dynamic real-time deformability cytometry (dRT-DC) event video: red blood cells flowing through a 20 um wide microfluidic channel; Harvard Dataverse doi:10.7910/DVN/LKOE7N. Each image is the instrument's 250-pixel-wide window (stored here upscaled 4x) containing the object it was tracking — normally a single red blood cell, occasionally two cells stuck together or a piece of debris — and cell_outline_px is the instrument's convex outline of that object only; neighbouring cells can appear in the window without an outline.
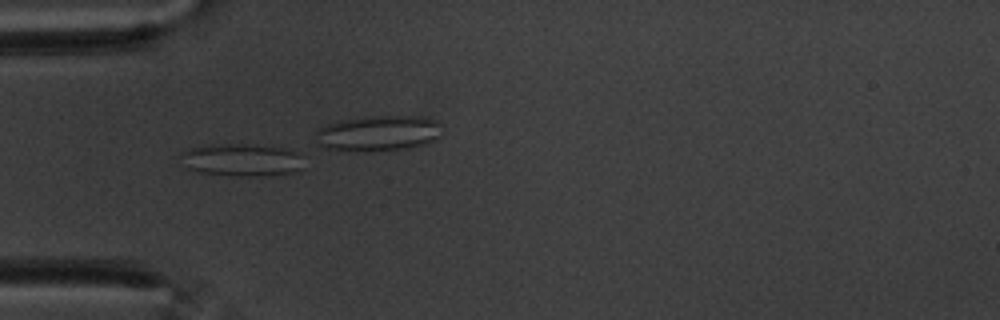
{"species": "common noctule bat (a hibernating species)", "species_latin": "Nyctalus noctula", "temperature_condition": "warm", "stored_images_in_passage": 59, "camera_frame_rate_fps": 3000, "um_per_image_px": 0.085, "animal": {"sex": "male", "body_mass_g": 20.1, "forearm_length_mm": 53.5}, "frame": {"image": 1, "passage_image": 19, "time_ms": 6.0, "image_size_px": [1000, 320], "cell_outline_px": [[304, 168], [292, 172], [252, 176], [236, 176], [200, 172], [188, 168], [180, 156], [180, 152], [188, 148], [208, 144], [248, 144], [280, 148], [296, 152], [300, 156]], "centroid_in_image_um": [20.49, 13.58], "position_along_channel_um": 64.5, "area_um2": 23.12}}
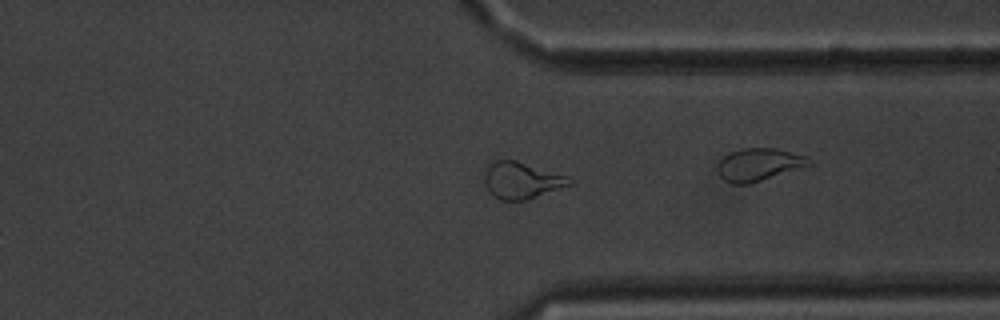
{"frame": {"image": 2, "passage_image": 45, "time_ms": 14.667, "image_size_px": [1000, 320], "cell_outline_px": [[572, 184], [528, 200], [500, 200], [488, 192], [484, 180], [484, 172], [488, 164], [496, 160], [516, 160], [564, 176], [572, 180]], "centroid_in_image_um": [44.27, 15.34], "position_along_channel_um": 367.1, "area_um2": 17.98}}
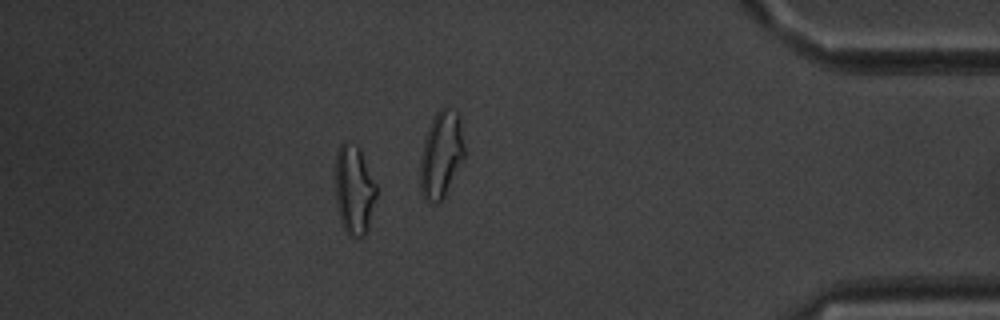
{"frame": {"image": 3, "passage_image": 52, "time_ms": 17.0, "image_size_px": [1000, 320], "cell_outline_px": [[376, 196], [368, 232], [364, 236], [352, 236], [344, 228], [340, 220], [336, 204], [336, 152], [340, 144], [356, 144], [360, 148], [376, 184]], "centroid_in_image_um": [30.11, 16.15], "position_along_channel_um": 405.1, "area_um2": 21.27}, "authors_computed_cell_mechanics": {"area_um2": 20.8658, "velocity_mm_per_s": 3.5101, "shape_relaxation_time_tau1_ms": null, "shape_relaxation_time_tau2_ms": 1.6721, "deformation_change_tau1": null, "deformation_change_tau2": 0.1003}}